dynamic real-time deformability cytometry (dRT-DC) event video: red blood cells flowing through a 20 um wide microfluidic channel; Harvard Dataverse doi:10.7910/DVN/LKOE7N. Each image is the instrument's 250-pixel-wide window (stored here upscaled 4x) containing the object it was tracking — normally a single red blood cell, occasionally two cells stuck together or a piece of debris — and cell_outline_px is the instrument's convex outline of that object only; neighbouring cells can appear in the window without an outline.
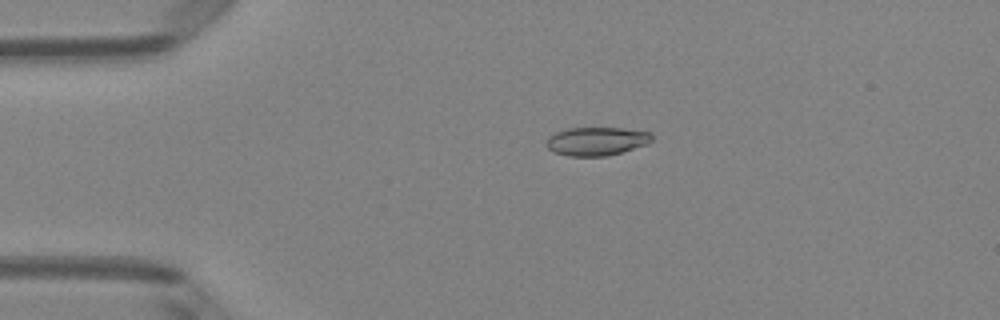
{"species": "Egyptian fruit bat (a non-hibernating species)", "species_latin": "Rousettus aegyptiacus", "temperature_condition": "room temperature", "stored_images_in_passage": 51, "camera_frame_rate_fps": 3000, "um_per_image_px": 0.085, "animal": {"sex": "female"}, "frame": {"image": 1, "passage_image": 11, "time_ms": 3.333, "image_size_px": [1000, 320], "cell_outline_px": [[652, 140], [648, 144], [620, 152], [604, 156], [568, 156], [556, 152], [548, 148], [544, 144], [548, 136], [556, 132], [568, 128], [624, 128], [648, 132], [652, 136]], "centroid_in_image_um": [50.67, 12.0], "position_along_channel_um": 34.3, "area_um2": 17.4}}
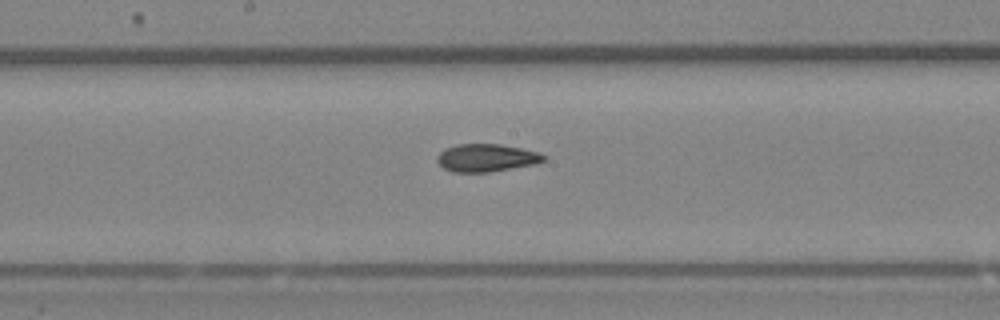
{"frame": {"image": 2, "passage_image": 27, "time_ms": 8.667, "image_size_px": [1000, 320], "cell_outline_px": [[548, 156], [544, 160], [532, 164], [488, 172], [452, 172], [444, 168], [436, 160], [436, 156], [444, 148], [456, 144], [500, 144], [540, 152]], "centroid_in_image_um": [41.31, 13.4], "position_along_channel_um": 206.9, "area_um2": 17.17}}
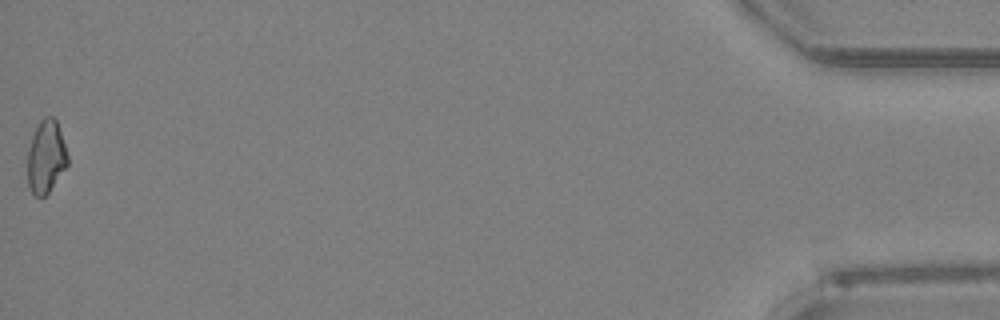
{"frame": {"image": 3, "passage_image": 51, "time_ms": 16.667, "image_size_px": [1000, 320], "cell_outline_px": [[68, 164], [48, 192], [44, 196], [36, 196], [32, 192], [28, 184], [28, 148], [32, 136], [40, 120], [44, 116], [52, 116], [56, 120], [68, 156]], "centroid_in_image_um": [3.9, 13.31], "position_along_channel_um": 431.3, "area_um2": 16.7}, "authors_computed_cell_mechanics": {"area_um2": 17.5134, "velocity_mm_per_s": 4.0128, "shape_relaxation_time_tau1_ms": null, "shape_relaxation_time_tau2_ms": 3.3936, "deformation_change_tau1": null, "deformation_change_tau2": 0.0922}}